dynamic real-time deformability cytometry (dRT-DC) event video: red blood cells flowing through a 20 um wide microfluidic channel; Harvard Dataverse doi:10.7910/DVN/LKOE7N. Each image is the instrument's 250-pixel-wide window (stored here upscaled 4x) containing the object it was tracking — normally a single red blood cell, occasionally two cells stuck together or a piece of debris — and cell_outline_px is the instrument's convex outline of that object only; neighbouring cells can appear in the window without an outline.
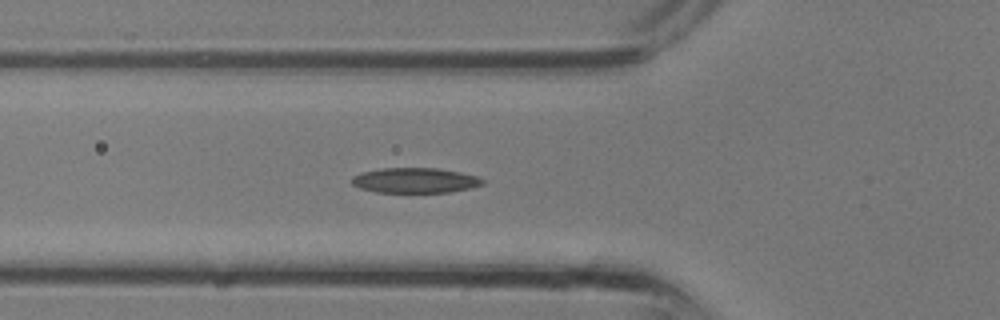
{"species": "common noctule bat (a hibernating species)", "species_latin": "Nyctalus noctula", "temperature_condition": "room temperature", "stored_images_in_passage": 29, "segment_of_instrument_passage": [1, 2], "camera_frame_rate_fps": 3000, "um_per_image_px": 0.085, "animal": {"sex": "male", "body_mass_g": 13.3}, "frame": {"image": 1, "passage_image": 7, "time_ms": 2.0, "image_size_px": [1000, 320], "cell_outline_px": [[484, 184], [472, 188], [448, 192], [376, 192], [360, 188], [352, 184], [352, 176], [360, 172], [380, 168], [440, 168], [460, 172], [476, 176], [484, 180]], "centroid_in_image_um": [35.27, 15.32], "position_along_channel_um": 90.5, "area_um2": 19.25}}
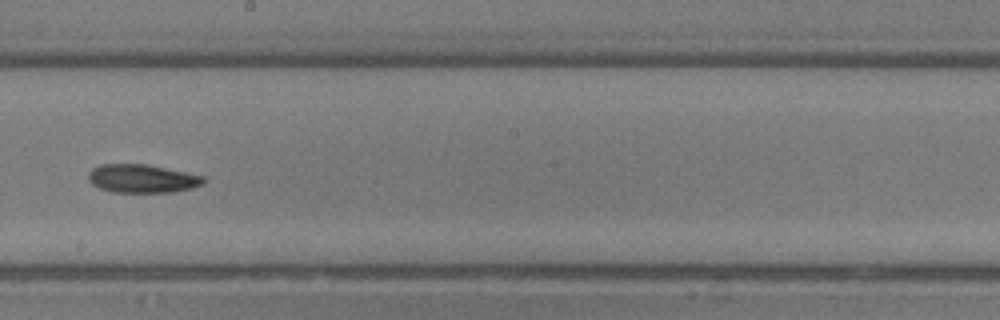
{"frame": {"image": 2, "passage_image": 14, "time_ms": 4.333, "image_size_px": [1000, 320], "cell_outline_px": [[208, 180], [204, 184], [192, 188], [172, 192], [112, 192], [100, 188], [92, 184], [88, 180], [88, 172], [92, 168], [100, 164], [144, 164], [204, 176]], "centroid_in_image_um": [12.08, 15.18], "position_along_channel_um": 236.1, "area_um2": 19.07}}
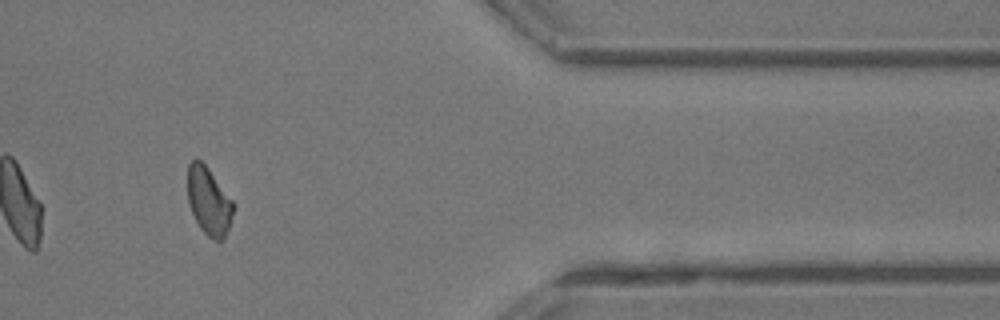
{"frame": {"image": 3, "passage_image": 23, "time_ms": 7.333, "image_size_px": [1000, 320], "cell_outline_px": [[236, 204], [224, 240], [212, 240], [200, 228], [188, 204], [188, 164], [192, 160], [200, 160], [208, 168]], "centroid_in_image_um": [17.76, 17.11], "position_along_channel_um": 393.6, "area_um2": 18.03}}